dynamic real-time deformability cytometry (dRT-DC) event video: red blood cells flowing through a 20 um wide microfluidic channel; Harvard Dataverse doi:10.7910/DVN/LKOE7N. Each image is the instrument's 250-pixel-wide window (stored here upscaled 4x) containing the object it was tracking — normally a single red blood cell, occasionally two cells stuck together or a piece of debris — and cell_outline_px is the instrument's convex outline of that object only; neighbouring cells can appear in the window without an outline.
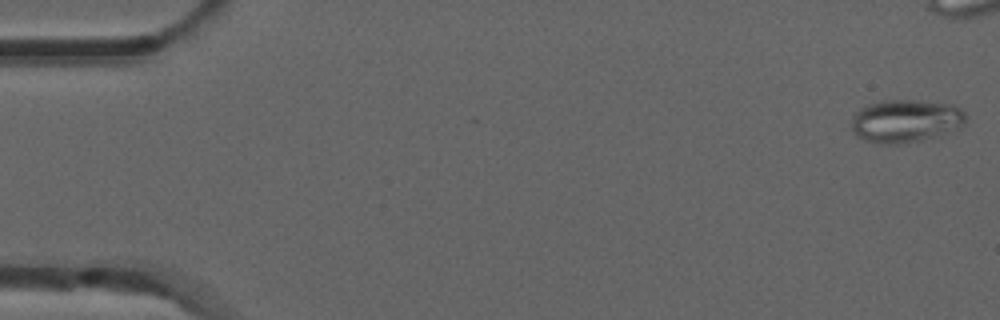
{"species": "common noctule bat (a hibernating species)", "species_latin": "Nyctalus noctula", "temperature_condition": "room temperature", "stored_images_in_passage": 7, "camera_frame_rate_fps": 3000, "um_per_image_px": 0.085, "animal": {"sex": "male", "forearm_length_mm": 52.5}, "frame": {"image": 1, "passage_image": 1, "time_ms": 0.0, "image_size_px": [1000, 320], "cell_outline_px": [[964, 124], [960, 128], [920, 140], [896, 144], [888, 144], [868, 140], [856, 136], [852, 128], [852, 116], [860, 108], [868, 104], [884, 100], [916, 100], [956, 104], [964, 112]], "centroid_in_image_um": [76.98, 10.25], "position_along_channel_um": 8.0, "area_um2": 28.38}}